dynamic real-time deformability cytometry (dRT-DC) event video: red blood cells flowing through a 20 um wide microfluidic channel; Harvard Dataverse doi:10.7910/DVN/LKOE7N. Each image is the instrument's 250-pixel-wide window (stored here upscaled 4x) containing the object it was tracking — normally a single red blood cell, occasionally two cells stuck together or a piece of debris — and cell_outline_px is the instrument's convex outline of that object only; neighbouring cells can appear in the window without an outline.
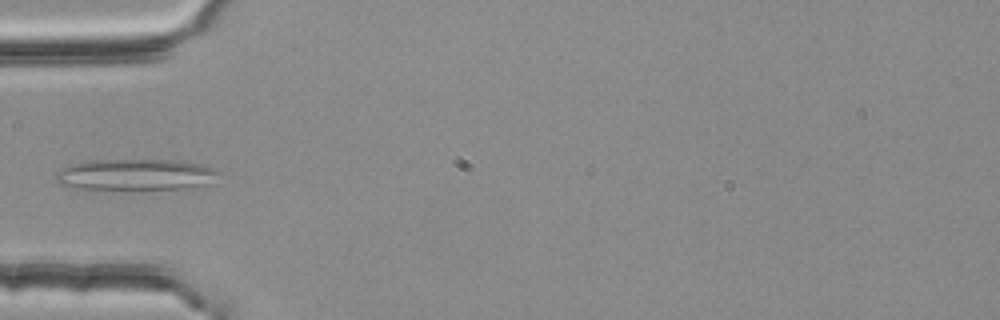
{"species": "common noctule bat (a hibernating species)", "species_latin": "Nyctalus noctula", "temperature_condition": "room temperature", "stored_images_in_passage": 5, "camera_frame_rate_fps": 3000, "um_per_image_px": 0.085, "animal": {"sex": "female", "body_mass_g": 25.1}, "frame": {"image": 1, "passage_image": 4, "time_ms": 1.0, "image_size_px": [1000, 320], "cell_outline_px": [[220, 172], [204, 184], [192, 188], [76, 188], [60, 184], [56, 180], [56, 172], [60, 168], [72, 164], [92, 160], [176, 160], [200, 164], [212, 168]], "centroid_in_image_um": [11.47, 14.82], "position_along_channel_um": 73.5, "area_um2": 28.9}}